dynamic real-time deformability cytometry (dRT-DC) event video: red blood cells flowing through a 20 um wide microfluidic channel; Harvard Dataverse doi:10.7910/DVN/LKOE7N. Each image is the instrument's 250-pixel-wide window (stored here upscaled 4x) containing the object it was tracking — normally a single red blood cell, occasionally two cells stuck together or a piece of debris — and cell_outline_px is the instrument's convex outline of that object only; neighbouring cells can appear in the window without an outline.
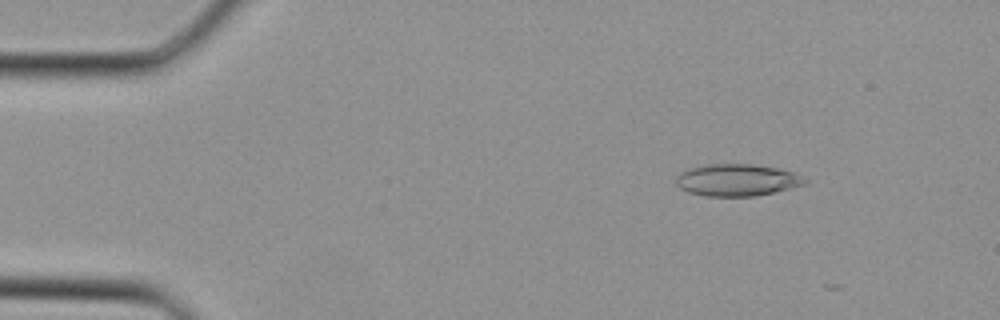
{"species": "Egyptian fruit bat (a non-hibernating species)", "species_latin": "Rousettus aegyptiacus", "temperature_condition": "cold", "stored_images_in_passage": 7, "camera_frame_rate_fps": 3000, "um_per_image_px": 0.085, "animal": {"sex": "female"}, "frame": {"image": 1, "passage_image": 2, "time_ms": 0.333, "image_size_px": [1000, 320], "cell_outline_px": [[808, 180], [804, 184], [756, 196], [704, 196], [688, 192], [680, 188], [676, 184], [676, 176], [680, 172], [688, 168], [708, 164], [756, 164], [776, 168], [792, 172]], "centroid_in_image_um": [62.58, 15.3], "position_along_channel_um": 22.4, "area_um2": 23.87}}